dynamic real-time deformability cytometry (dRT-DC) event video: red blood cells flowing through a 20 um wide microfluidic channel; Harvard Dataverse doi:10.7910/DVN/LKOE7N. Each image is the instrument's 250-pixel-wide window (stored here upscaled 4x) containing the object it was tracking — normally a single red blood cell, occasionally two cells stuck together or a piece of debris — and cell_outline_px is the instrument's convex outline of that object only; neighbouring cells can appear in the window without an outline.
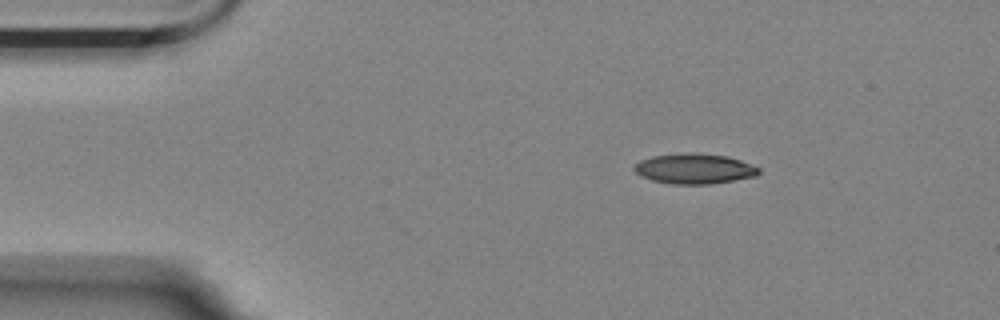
{"species": "Egyptian fruit bat (a non-hibernating species)", "species_latin": "Rousettus aegyptiacus", "temperature_condition": "room temperature", "stored_images_in_passage": 3, "camera_frame_rate_fps": 3000, "um_per_image_px": 0.085, "animal": {"sex": "female"}, "frame": {"image": 1, "passage_image": 1, "time_ms": 0.0, "image_size_px": [1000, 320], "cell_outline_px": [[760, 172], [756, 176], [708, 184], [672, 184], [652, 180], [640, 176], [632, 168], [632, 164], [640, 160], [652, 156], [680, 152], [688, 152], [728, 156], [740, 160], [760, 168]], "centroid_in_image_um": [58.96, 14.33], "position_along_channel_um": 26.0, "area_um2": 22.08}}